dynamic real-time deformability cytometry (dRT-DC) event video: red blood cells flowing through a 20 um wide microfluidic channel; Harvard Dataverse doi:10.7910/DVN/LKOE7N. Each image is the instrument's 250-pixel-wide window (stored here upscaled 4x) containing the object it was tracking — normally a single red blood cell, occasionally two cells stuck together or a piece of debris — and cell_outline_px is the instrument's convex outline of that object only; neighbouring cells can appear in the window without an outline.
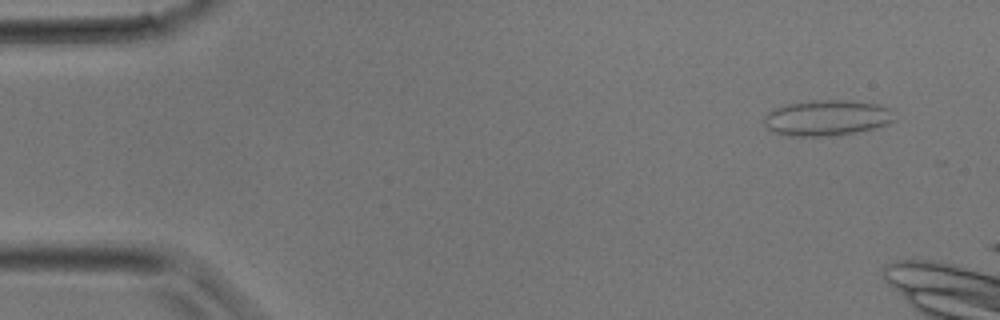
{"species": "common noctule bat (a hibernating species)", "species_latin": "Nyctalus noctula", "temperature_condition": "room temperature", "stored_images_in_passage": 4, "camera_frame_rate_fps": 3000, "um_per_image_px": 0.085, "animal": {"sex": "male", "body_mass_g": 17.9}, "frame": {"image": 1, "passage_image": 3, "time_ms": 0.667, "image_size_px": [1000, 320], "cell_outline_px": [[896, 120], [888, 124], [856, 132], [828, 136], [784, 136], [772, 132], [764, 124], [764, 116], [768, 112], [776, 108], [788, 104], [812, 100], [844, 100], [876, 104], [888, 108]], "centroid_in_image_um": [70.24, 10.03], "position_along_channel_um": 14.8, "area_um2": 26.99}}